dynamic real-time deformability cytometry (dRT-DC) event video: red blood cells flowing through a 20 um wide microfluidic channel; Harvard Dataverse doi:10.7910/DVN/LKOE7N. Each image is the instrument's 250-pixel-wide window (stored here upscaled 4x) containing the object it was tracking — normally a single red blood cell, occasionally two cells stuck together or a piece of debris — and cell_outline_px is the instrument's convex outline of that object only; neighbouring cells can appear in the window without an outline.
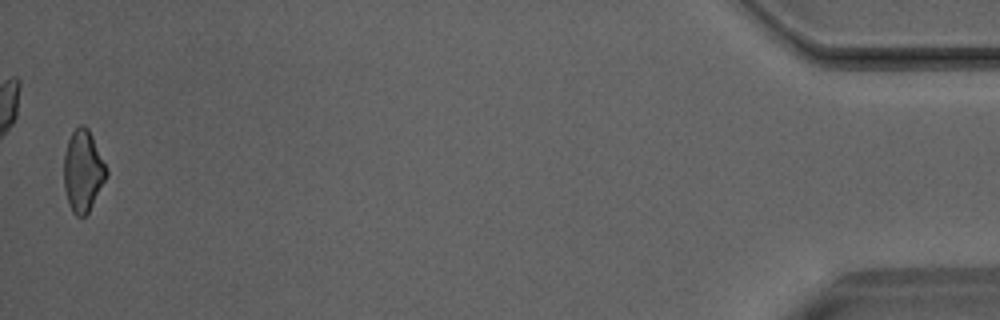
{"species": "Egyptian fruit bat (a non-hibernating species)", "species_latin": "Rousettus aegyptiacus", "temperature_condition": "room temperature", "stored_images_in_passage": 43, "camera_frame_rate_fps": 3000, "um_per_image_px": 0.085, "animal": {"sex": "male"}, "frame": {"image": 1, "passage_image": 43, "time_ms": 14.0, "image_size_px": [1000, 320], "cell_outline_px": [[108, 176], [88, 212], [84, 216], [76, 216], [72, 212], [68, 204], [64, 188], [64, 152], [68, 140], [72, 132], [80, 124], [84, 124], [88, 128], [108, 168]], "centroid_in_image_um": [7.06, 14.52], "position_along_channel_um": 428.1, "area_um2": 20.4}}